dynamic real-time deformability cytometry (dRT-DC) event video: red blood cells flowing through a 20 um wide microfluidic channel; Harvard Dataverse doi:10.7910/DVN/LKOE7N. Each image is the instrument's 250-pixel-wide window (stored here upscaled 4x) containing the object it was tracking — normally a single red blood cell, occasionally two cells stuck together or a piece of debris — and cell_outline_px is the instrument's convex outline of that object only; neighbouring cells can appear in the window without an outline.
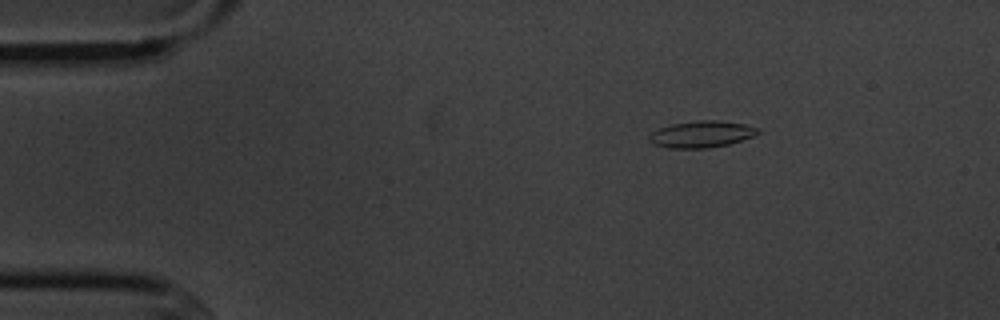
{"species": "common noctule bat (a hibernating species)", "species_latin": "Nyctalus noctula", "temperature_condition": "cold", "stored_images_in_passage": 3, "camera_frame_rate_fps": 3000, "um_per_image_px": 0.085, "animal": {"sex": "male", "body_mass_g": 20.1, "forearm_length_mm": 53.5}, "frame": {"image": 1, "passage_image": 1, "time_ms": 0.0, "image_size_px": [1000, 320], "cell_outline_px": [[760, 132], [752, 136], [728, 144], [708, 148], [668, 148], [652, 144], [648, 140], [648, 136], [652, 132], [660, 128], [672, 124], [696, 120], [716, 120], [744, 124], [760, 128]], "centroid_in_image_um": [59.6, 11.41], "position_along_channel_um": 25.4, "area_um2": 16.82}}